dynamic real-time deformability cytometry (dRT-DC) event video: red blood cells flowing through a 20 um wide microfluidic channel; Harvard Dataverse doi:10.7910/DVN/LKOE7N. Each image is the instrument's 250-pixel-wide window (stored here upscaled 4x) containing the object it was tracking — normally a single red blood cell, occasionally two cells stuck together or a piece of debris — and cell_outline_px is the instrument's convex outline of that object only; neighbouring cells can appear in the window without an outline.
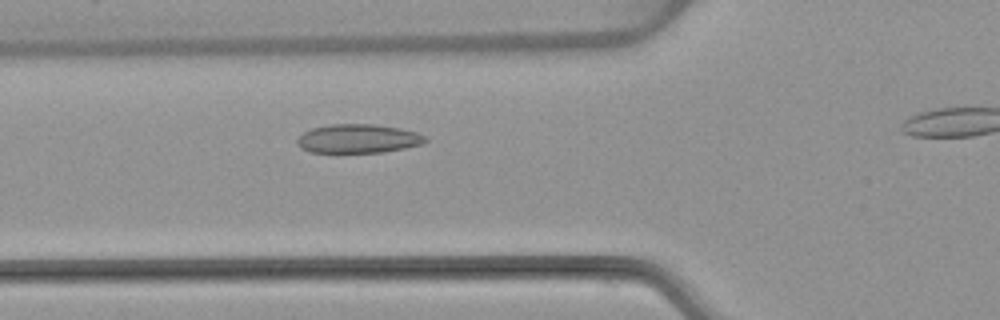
{"species": "common noctule bat (a hibernating species)", "species_latin": "Nyctalus noctula", "temperature_condition": "warm", "stored_images_in_passage": 6, "camera_frame_rate_fps": 3000, "um_per_image_px": 0.085, "animal": {"sex": "female", "body_mass_g": 22.7, "forearm_length_mm": 54.2}, "frame": {"image": 1, "passage_image": 5, "time_ms": 6.333, "image_size_px": [1000, 320], "cell_outline_px": [[428, 140], [424, 144], [384, 152], [308, 152], [296, 144], [296, 140], [304, 132], [312, 128], [332, 124], [372, 124], [400, 128], [416, 132], [428, 136]], "centroid_in_image_um": [30.47, 11.78], "position_along_channel_um": 95.3, "area_um2": 21.62}}